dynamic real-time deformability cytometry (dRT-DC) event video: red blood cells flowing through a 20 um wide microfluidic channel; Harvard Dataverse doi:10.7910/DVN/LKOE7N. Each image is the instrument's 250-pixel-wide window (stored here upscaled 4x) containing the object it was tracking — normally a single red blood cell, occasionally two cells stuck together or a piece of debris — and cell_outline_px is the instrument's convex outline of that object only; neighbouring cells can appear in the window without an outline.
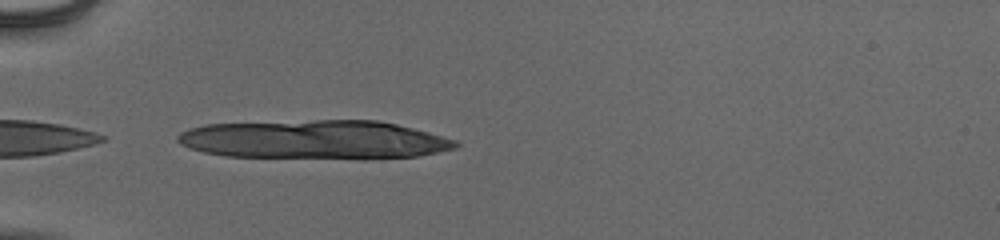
{"species": "human", "species_latin": "Homo sapiens", "temperature_condition": "cold", "stored_images_in_passage": 13, "camera_frame_rate_fps": 3000, "um_per_image_px": 0.085, "donor": {"sex": "male"}, "frame": {"image": 1, "passage_image": 1, "time_ms": 0.0, "image_size_px": [1000, 240], "cell_outline_px": [[460, 144], [456, 148], [420, 156], [368, 160], [360, 160], [224, 156], [204, 152], [180, 144], [176, 140], [176, 136], [180, 132], [192, 128], [208, 124], [316, 120], [376, 120], [396, 124], [428, 132], [456, 140]], "centroid_in_image_um": [26.8, 11.9], "position_along_channel_um": 58.2, "area_um2": 63.87}}